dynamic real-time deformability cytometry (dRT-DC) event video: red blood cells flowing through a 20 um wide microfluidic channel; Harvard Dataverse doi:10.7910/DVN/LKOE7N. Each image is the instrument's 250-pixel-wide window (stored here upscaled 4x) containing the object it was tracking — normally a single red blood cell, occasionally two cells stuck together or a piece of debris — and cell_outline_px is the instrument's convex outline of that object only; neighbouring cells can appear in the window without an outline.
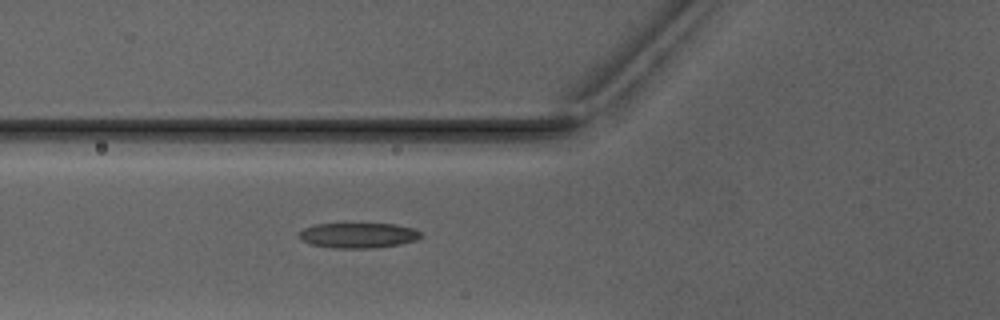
{"species": "Egyptian fruit bat (a non-hibernating species)", "species_latin": "Rousettus aegyptiacus", "temperature_condition": "warm", "stored_images_in_passage": 3, "camera_frame_rate_fps": 3000, "um_per_image_px": 0.085, "animal": {"sex": "male"}, "frame": {"image": 1, "passage_image": 3, "time_ms": 2.333, "image_size_px": [1000, 320], "cell_outline_px": [[420, 236], [416, 240], [400, 244], [376, 248], [332, 248], [312, 244], [300, 240], [300, 232], [304, 228], [316, 224], [396, 224], [416, 228], [420, 232]], "centroid_in_image_um": [30.47, 20.0], "position_along_channel_um": 95.3, "area_um2": 17.86}}